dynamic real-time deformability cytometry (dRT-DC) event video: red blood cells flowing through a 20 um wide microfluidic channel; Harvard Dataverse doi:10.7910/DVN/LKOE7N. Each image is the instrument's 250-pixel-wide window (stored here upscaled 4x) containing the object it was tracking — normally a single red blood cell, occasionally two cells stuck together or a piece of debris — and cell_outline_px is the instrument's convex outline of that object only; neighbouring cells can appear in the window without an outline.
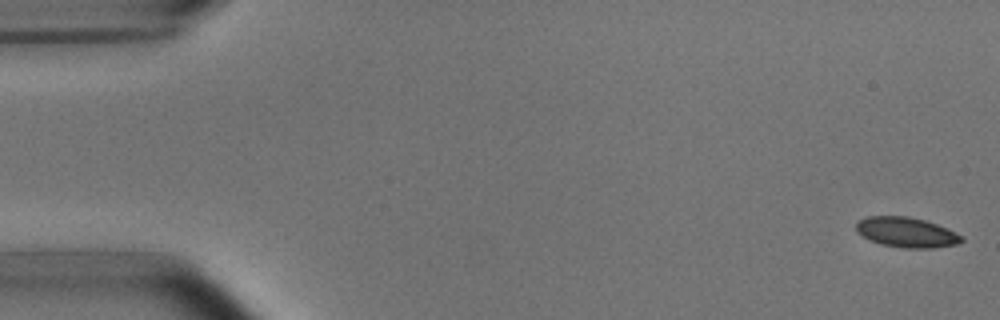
{"species": "common noctule bat (a hibernating species)", "species_latin": "Nyctalus noctula", "temperature_condition": "room temperature", "stored_images_in_passage": 5, "camera_frame_rate_fps": 3000, "um_per_image_px": 0.085, "animal": {"sex": "male", "body_mass_g": 15.6}, "frame": {"image": 1, "passage_image": 1, "time_ms": 0.0, "image_size_px": [1000, 320], "cell_outline_px": [[964, 240], [956, 244], [932, 248], [904, 248], [880, 244], [868, 240], [856, 232], [856, 224], [860, 220], [868, 216], [908, 216], [924, 220], [936, 224], [964, 236]], "centroid_in_image_um": [77.03, 19.75], "position_along_channel_um": 8.0, "area_um2": 18.5}}